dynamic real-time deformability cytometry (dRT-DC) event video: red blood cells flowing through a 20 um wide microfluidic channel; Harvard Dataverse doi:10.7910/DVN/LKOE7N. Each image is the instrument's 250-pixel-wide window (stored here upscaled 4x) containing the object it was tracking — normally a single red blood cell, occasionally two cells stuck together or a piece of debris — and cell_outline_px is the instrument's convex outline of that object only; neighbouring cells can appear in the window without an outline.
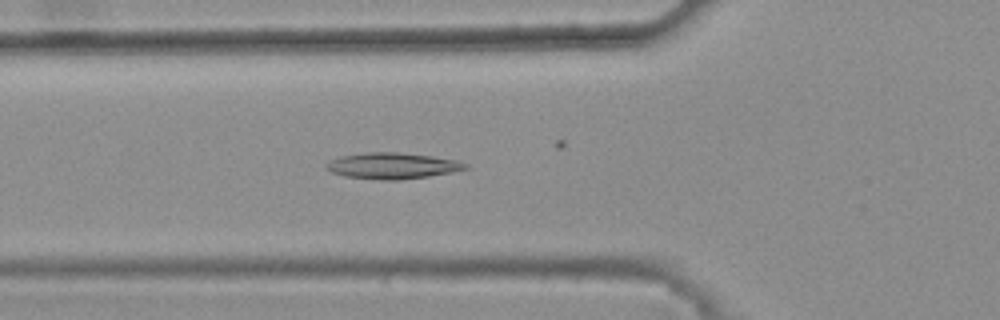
{"species": "common noctule bat (a hibernating species)", "species_latin": "Nyctalus noctula", "temperature_condition": "warm", "stored_images_in_passage": 48, "camera_frame_rate_fps": 3000, "um_per_image_px": 0.085, "animal": {"sex": "female", "body_mass_g": 25.1}, "frame": {"image": 1, "passage_image": 20, "time_ms": 6.333, "image_size_px": [1000, 320], "cell_outline_px": [[472, 168], [452, 172], [428, 176], [400, 180], [380, 180], [344, 176], [332, 172], [324, 168], [324, 164], [328, 160], [340, 156], [368, 152], [400, 152], [432, 156], [456, 160], [468, 164]], "centroid_in_image_um": [33.34, 14.09], "position_along_channel_um": 92.5, "area_um2": 21.44}}
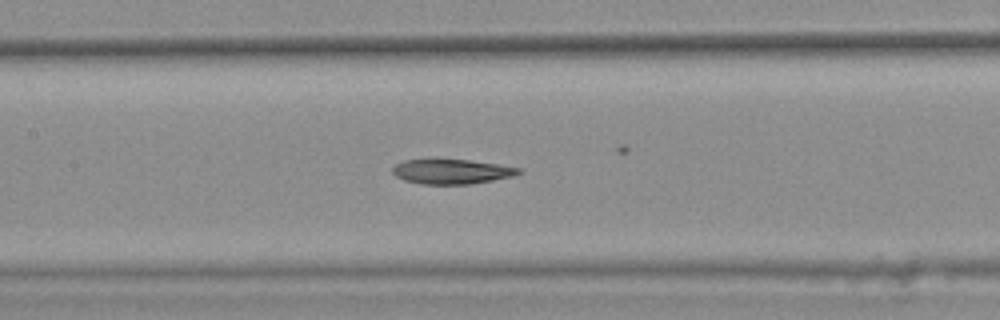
{"frame": {"image": 2, "passage_image": 26, "time_ms": 8.333, "image_size_px": [1000, 320], "cell_outline_px": [[524, 172], [516, 176], [468, 184], [420, 184], [404, 180], [396, 176], [392, 172], [392, 168], [396, 164], [404, 160], [432, 156], [468, 160], [496, 164], [520, 168]], "centroid_in_image_um": [38.34, 14.54], "position_along_channel_um": 169.1, "area_um2": 18.96}}
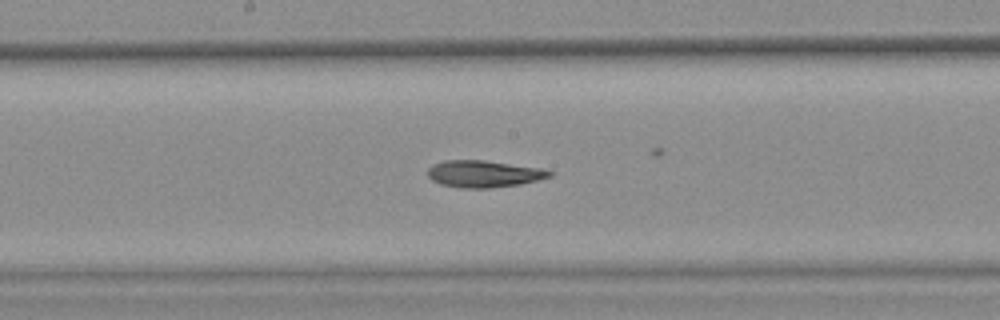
{"frame": {"image": 3, "passage_image": 29, "time_ms": 9.333, "image_size_px": [1000, 320], "cell_outline_px": [[552, 176], [520, 184], [488, 188], [460, 188], [440, 184], [432, 180], [428, 176], [428, 168], [432, 164], [444, 160], [484, 160], [540, 168], [552, 172]], "centroid_in_image_um": [41.07, 14.77], "position_along_channel_um": 207.1, "area_um2": 19.02}, "authors_computed_cell_mechanics": {"area_um2": 19.4497, "velocity_mm_per_s": 3.825, "shape_relaxation_time_tau1_ms": null, "shape_relaxation_time_tau2_ms": 6.3737, "deformation_change_tau1": null, "deformation_change_tau2": 0.1453}}